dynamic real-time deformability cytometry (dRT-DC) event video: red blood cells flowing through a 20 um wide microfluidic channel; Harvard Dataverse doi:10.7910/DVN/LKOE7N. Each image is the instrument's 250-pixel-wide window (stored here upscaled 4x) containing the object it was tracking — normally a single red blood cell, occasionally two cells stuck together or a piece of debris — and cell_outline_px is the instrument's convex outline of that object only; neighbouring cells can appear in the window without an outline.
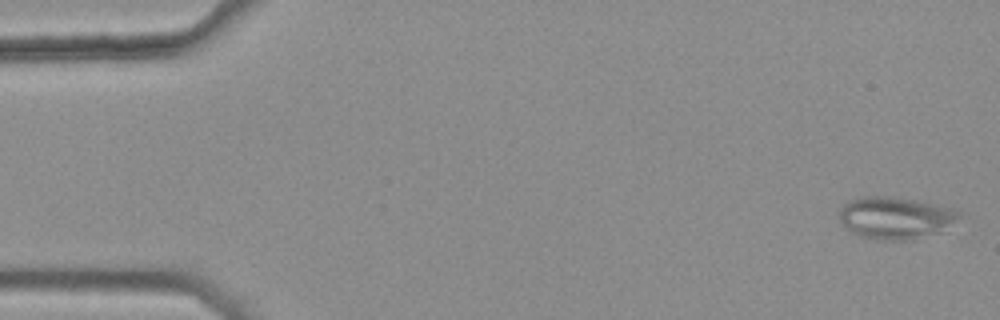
{"species": "common noctule bat (a hibernating species)", "species_latin": "Nyctalus noctula", "temperature_condition": "warm", "stored_images_in_passage": 46, "camera_frame_rate_fps": 3000, "um_per_image_px": 0.085, "animal": {"sex": "female", "body_mass_g": 25.1}, "frame": {"image": 1, "passage_image": 2, "time_ms": 0.333, "image_size_px": [1000, 320], "cell_outline_px": [[960, 216], [940, 232], [912, 240], [884, 240], [864, 236], [852, 232], [844, 228], [836, 212], [844, 204], [852, 200], [864, 196], [888, 196], [916, 200], [956, 208], [960, 212]], "centroid_in_image_um": [76.09, 18.5], "position_along_channel_um": 8.9, "area_um2": 29.42}}
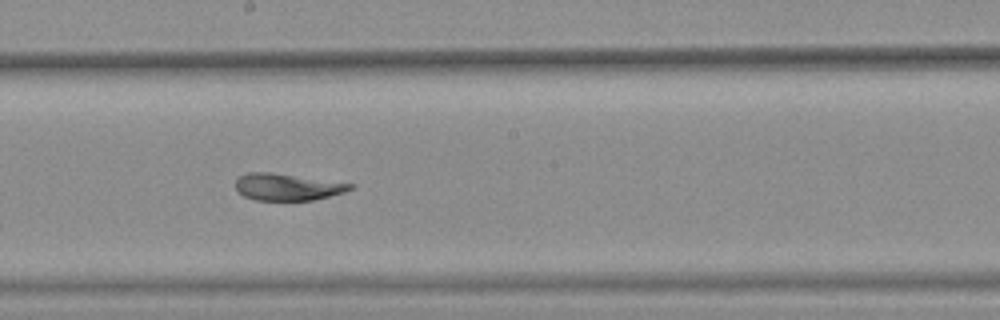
{"frame": {"image": 2, "passage_image": 30, "time_ms": 9.667, "image_size_px": [1000, 320], "cell_outline_px": [[356, 184], [352, 188], [344, 192], [312, 200], [256, 200], [244, 196], [236, 192], [236, 180], [240, 176], [248, 172], [272, 172]], "centroid_in_image_um": [24.4, 15.88], "position_along_channel_um": 223.8, "area_um2": 17.92}}
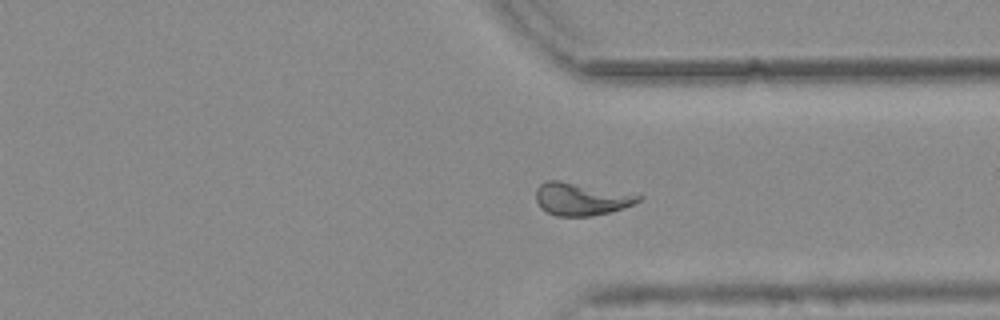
{"frame": {"image": 3, "passage_image": 41, "time_ms": 13.333, "image_size_px": [1000, 320], "cell_outline_px": [[644, 196], [640, 200], [624, 208], [612, 212], [592, 216], [556, 216], [540, 208], [536, 200], [536, 188], [544, 180], [560, 180]], "centroid_in_image_um": [49.36, 16.92], "position_along_channel_um": 362.0, "area_um2": 19.48}}